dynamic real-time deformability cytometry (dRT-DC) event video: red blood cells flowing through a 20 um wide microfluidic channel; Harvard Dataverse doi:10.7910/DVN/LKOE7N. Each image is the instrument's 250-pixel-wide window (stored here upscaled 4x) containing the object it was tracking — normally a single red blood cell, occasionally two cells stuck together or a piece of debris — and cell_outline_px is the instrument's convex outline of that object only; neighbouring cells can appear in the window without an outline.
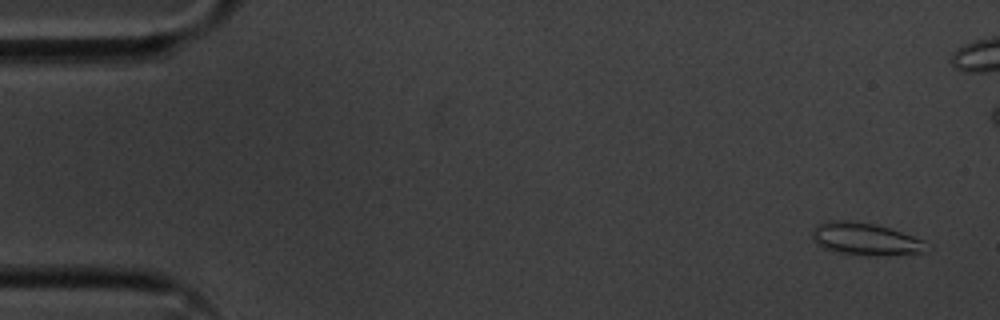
{"species": "common noctule bat (a hibernating species)", "species_latin": "Nyctalus noctula", "temperature_condition": "cold", "stored_images_in_passage": 56, "camera_frame_rate_fps": 3000, "um_per_image_px": 0.085, "animal": {"sex": "male", "body_mass_g": 20.1, "forearm_length_mm": 53.5}, "frame": {"image": 1, "passage_image": 2, "time_ms": 0.333, "image_size_px": [1000, 320], "cell_outline_px": [[932, 248], [924, 252], [876, 256], [868, 256], [840, 252], [824, 248], [816, 244], [812, 240], [812, 228], [816, 224], [828, 220], [848, 220], [876, 224], [912, 236], [920, 240]], "centroid_in_image_um": [73.5, 20.31], "position_along_channel_um": 11.5, "area_um2": 21.62}}
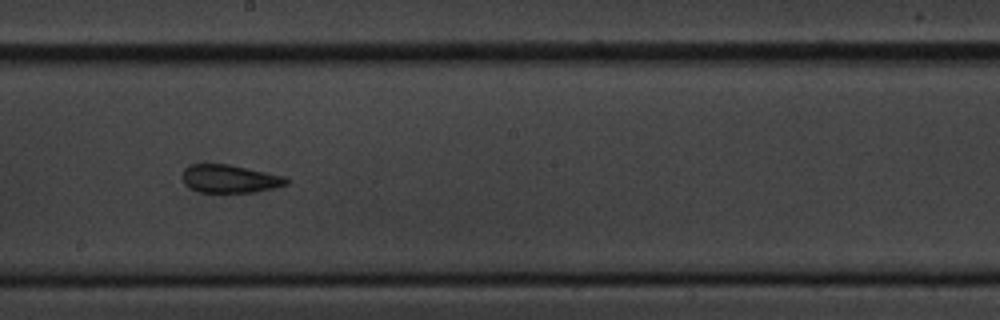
{"frame": {"image": 2, "passage_image": 30, "time_ms": 9.667, "image_size_px": [1000, 320], "cell_outline_px": [[288, 184], [256, 192], [200, 192], [184, 184], [180, 176], [184, 168], [192, 164], [228, 164], [284, 176], [288, 180]], "centroid_in_image_um": [19.48, 15.19], "position_along_channel_um": 228.7, "area_um2": 16.94}}
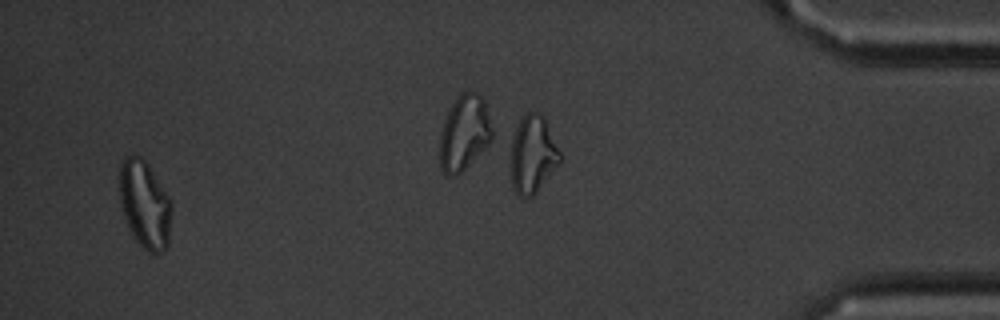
{"frame": {"image": 3, "passage_image": 53, "time_ms": 17.333, "image_size_px": [1000, 320], "cell_outline_px": [[172, 212], [168, 244], [164, 252], [148, 252], [136, 240], [128, 228], [124, 220], [120, 208], [120, 164], [128, 156], [140, 156], [148, 164], [172, 200]], "centroid_in_image_um": [12.32, 17.4], "position_along_channel_um": 422.9, "area_um2": 26.82}, "authors_computed_cell_mechanics": {"area_um2": 18.8717, "velocity_mm_per_s": 3.5922, "shape_relaxation_time_tau1_ms": null, "shape_relaxation_time_tau2_ms": 3.245, "deformation_change_tau1": null, "deformation_change_tau2": 0.0903}}